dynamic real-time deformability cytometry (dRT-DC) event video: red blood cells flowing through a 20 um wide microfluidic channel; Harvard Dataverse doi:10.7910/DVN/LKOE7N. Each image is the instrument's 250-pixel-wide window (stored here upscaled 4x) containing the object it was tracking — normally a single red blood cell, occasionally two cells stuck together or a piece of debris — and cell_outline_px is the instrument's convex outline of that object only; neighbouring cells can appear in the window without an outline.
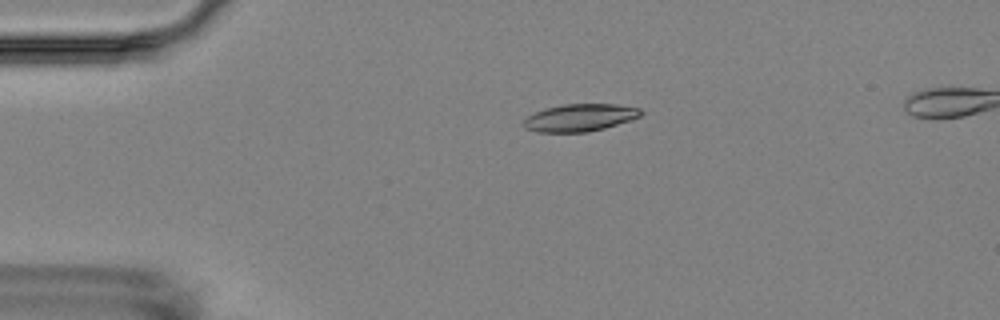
{"species": "Egyptian fruit bat (a non-hibernating species)", "species_latin": "Rousettus aegyptiacus", "temperature_condition": "room temperature", "stored_images_in_passage": 5, "camera_frame_rate_fps": 3000, "um_per_image_px": 0.085, "animal": {"sex": "female"}, "frame": {"image": 1, "passage_image": 4, "time_ms": 3.667, "image_size_px": [1000, 320], "cell_outline_px": [[644, 112], [640, 116], [604, 128], [588, 132], [536, 132], [524, 128], [520, 124], [532, 112], [544, 108], [564, 104], [616, 104], [640, 108]], "centroid_in_image_um": [49.22, 9.99], "position_along_channel_um": 35.8, "area_um2": 18.84}}